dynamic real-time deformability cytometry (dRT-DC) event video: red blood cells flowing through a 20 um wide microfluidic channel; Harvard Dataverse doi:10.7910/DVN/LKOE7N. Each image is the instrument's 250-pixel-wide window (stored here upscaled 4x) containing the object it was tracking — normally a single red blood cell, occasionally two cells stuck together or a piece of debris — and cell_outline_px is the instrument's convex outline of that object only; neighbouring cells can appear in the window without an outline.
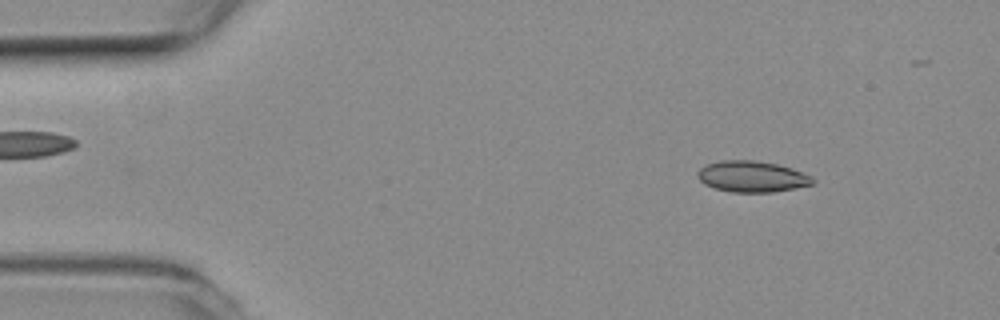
{"species": "common noctule bat (a hibernating species)", "species_latin": "Nyctalus noctula", "temperature_condition": "room temperature", "stored_images_in_passage": 45, "camera_frame_rate_fps": 3000, "um_per_image_px": 0.085, "animal": {"sex": "female", "body_mass_g": 19.3, "forearm_length_mm": 54.1}, "frame": {"image": 1, "passage_image": 6, "time_ms": 1.667, "image_size_px": [1000, 320], "cell_outline_px": [[816, 180], [812, 184], [796, 188], [772, 192], [732, 192], [716, 188], [704, 184], [696, 176], [696, 172], [700, 168], [708, 164], [720, 160], [752, 160], [776, 164], [792, 168], [812, 176]], "centroid_in_image_um": [63.92, 15.0], "position_along_channel_um": 21.1, "area_um2": 20.87}}
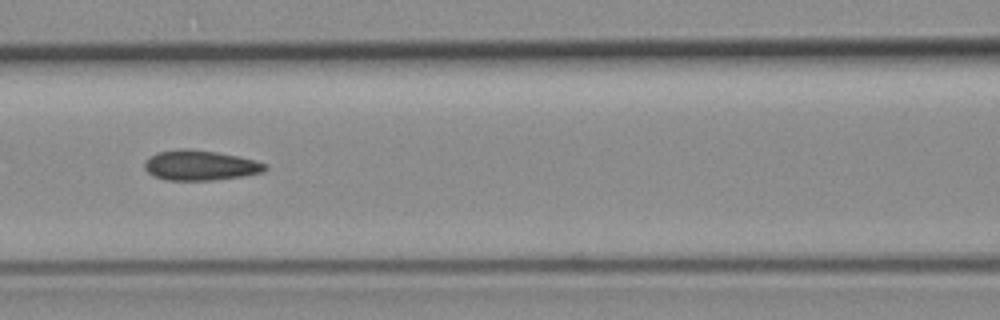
{"frame": {"image": 2, "passage_image": 22, "time_ms": 7.0, "image_size_px": [1000, 320], "cell_outline_px": [[268, 168], [264, 172], [244, 176], [212, 180], [164, 180], [152, 176], [144, 168], [144, 160], [160, 152], [216, 152], [256, 160], [268, 164]], "centroid_in_image_um": [17.08, 14.12], "position_along_channel_um": 149.5, "area_um2": 20.35}}
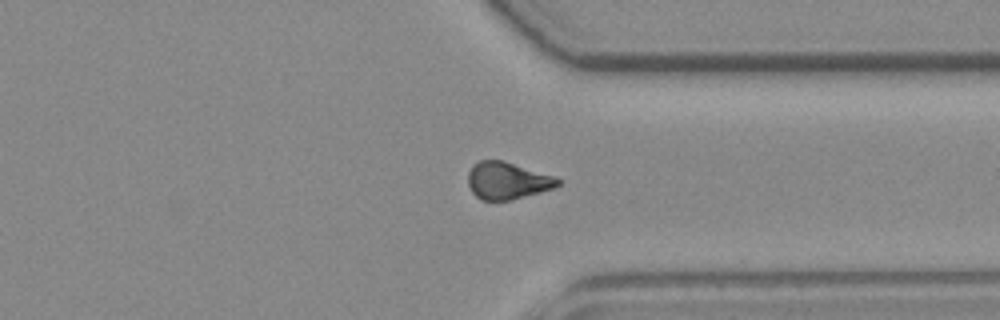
{"frame": {"image": 3, "passage_image": 39, "time_ms": 12.667, "image_size_px": [1000, 320], "cell_outline_px": [[560, 184], [556, 188], [508, 200], [480, 200], [472, 192], [468, 184], [468, 172], [472, 164], [480, 160], [500, 160], [556, 176], [560, 180]], "centroid_in_image_um": [43.12, 15.35], "position_along_channel_um": 368.3, "area_um2": 19.42}}